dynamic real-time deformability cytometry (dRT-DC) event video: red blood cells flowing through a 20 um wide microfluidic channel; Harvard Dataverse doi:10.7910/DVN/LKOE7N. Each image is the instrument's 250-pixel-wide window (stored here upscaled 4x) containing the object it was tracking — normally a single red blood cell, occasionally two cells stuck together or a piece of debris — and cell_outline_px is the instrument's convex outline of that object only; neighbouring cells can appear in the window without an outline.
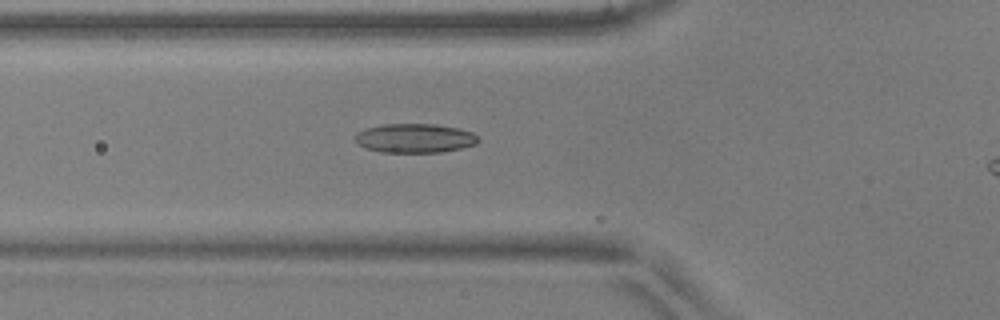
{"species": "common noctule bat (a hibernating species)", "species_latin": "Nyctalus noctula", "temperature_condition": "warm", "stored_images_in_passage": 6, "camera_frame_rate_fps": 3000, "um_per_image_px": 0.085, "animal": {"sex": "male", "body_mass_g": 17.9, "forearm_length_mm": 54.2}, "frame": {"image": 1, "passage_image": 5, "time_ms": 1.333, "image_size_px": [1000, 320], "cell_outline_px": [[480, 140], [476, 144], [460, 148], [440, 152], [380, 152], [364, 148], [356, 144], [356, 136], [364, 128], [384, 124], [436, 124], [456, 128], [472, 132]], "centroid_in_image_um": [35.23, 11.75], "position_along_channel_um": 90.6, "area_um2": 20.81}}